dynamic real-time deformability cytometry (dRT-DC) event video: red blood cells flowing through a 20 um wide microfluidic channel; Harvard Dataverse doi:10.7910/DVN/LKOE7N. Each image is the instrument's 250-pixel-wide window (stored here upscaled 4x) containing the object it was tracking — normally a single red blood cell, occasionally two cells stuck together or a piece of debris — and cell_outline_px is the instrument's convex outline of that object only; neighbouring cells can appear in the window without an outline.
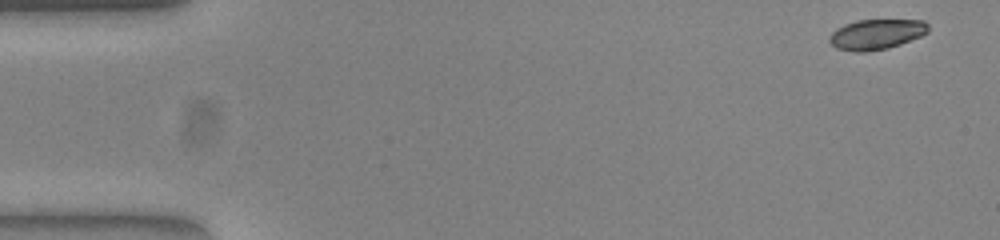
{"species": "common noctule bat (a hibernating species)", "species_latin": "Nyctalus noctula", "temperature_condition": "warm", "stored_images_in_passage": 51, "camera_frame_rate_fps": 3000, "um_per_image_px": 0.085, "animal": {"sex": "female", "body_mass_g": 23.0, "forearm_length_mm": 53.4}, "frame": {"image": 1, "passage_image": 1, "time_ms": 0.0, "image_size_px": [1000, 240], "cell_outline_px": [[928, 32], [920, 36], [900, 44], [888, 48], [864, 52], [856, 52], [836, 48], [828, 40], [828, 36], [836, 28], [844, 24], [856, 20], [924, 20], [928, 24]], "centroid_in_image_um": [74.46, 2.91], "position_along_channel_um": 10.5, "area_um2": 17.46}}
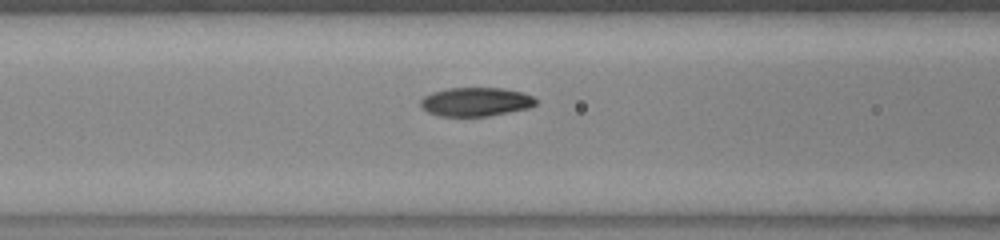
{"frame": {"image": 2, "passage_image": 20, "time_ms": 6.333, "image_size_px": [1000, 240], "cell_outline_px": [[536, 104], [528, 108], [488, 116], [440, 116], [428, 112], [420, 108], [420, 100], [424, 96], [432, 92], [448, 88], [500, 88], [524, 92], [532, 96], [536, 100]], "centroid_in_image_um": [40.41, 8.65], "position_along_channel_um": 126.2, "area_um2": 19.36}}
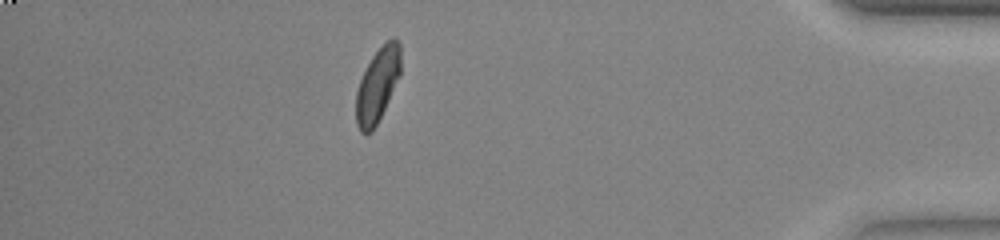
{"frame": {"image": 3, "passage_image": 45, "time_ms": 14.667, "image_size_px": [1000, 240], "cell_outline_px": [[400, 76], [372, 132], [360, 132], [356, 124], [356, 92], [360, 80], [372, 56], [392, 36], [396, 36], [400, 44]], "centroid_in_image_um": [32.09, 7.2], "position_along_channel_um": 403.1, "area_um2": 18.96}, "authors_computed_cell_mechanics": {"area_um2": 19.363, "velocity_mm_per_s": 3.8953, "shape_relaxation_time_tau1_ms": 4.0219, "shape_relaxation_time_tau2_ms": 4.1891, "deformation_change_tau1": 0.154, "deformation_change_tau2": 0.0643}}